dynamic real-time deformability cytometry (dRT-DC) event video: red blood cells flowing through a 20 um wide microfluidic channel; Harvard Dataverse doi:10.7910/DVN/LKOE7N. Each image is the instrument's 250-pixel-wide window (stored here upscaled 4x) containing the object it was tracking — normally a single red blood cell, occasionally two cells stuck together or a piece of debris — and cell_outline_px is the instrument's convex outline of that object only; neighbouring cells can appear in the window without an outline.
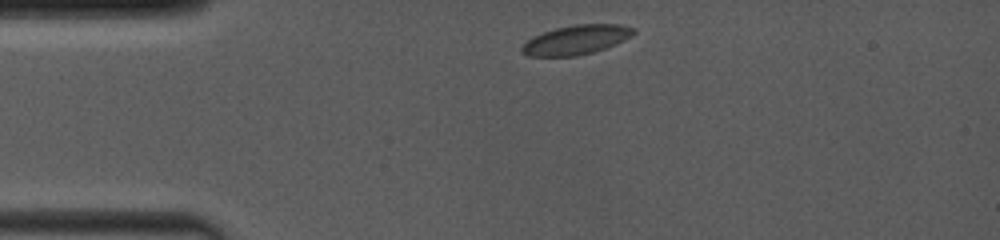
{"species": "common noctule bat (a hibernating species)", "species_latin": "Nyctalus noctula", "temperature_condition": "room temperature", "stored_images_in_passage": 37, "camera_frame_rate_fps": 4000, "um_per_image_px": 0.085, "animal": {"sex": "female", "body_mass_g": 19.0, "forearm_length_mm": 53.3}, "frame": {"image": 1, "passage_image": 1, "time_ms": 0.0, "image_size_px": [1000, 240], "cell_outline_px": [[636, 32], [632, 36], [616, 44], [592, 52], [576, 56], [528, 56], [520, 52], [520, 48], [532, 36], [556, 28], [576, 24], [620, 24], [636, 28]], "centroid_in_image_um": [48.99, 3.38], "position_along_channel_um": 36.0, "area_um2": 19.13}}
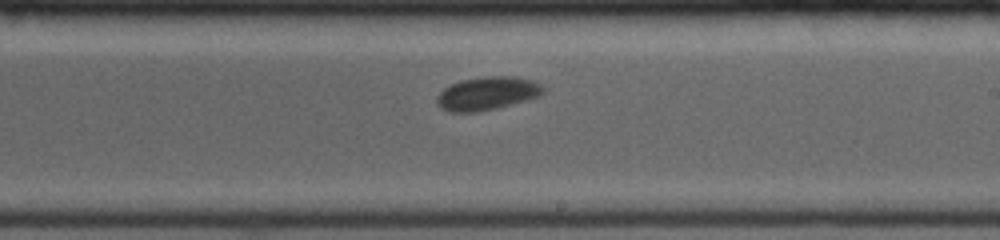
{"frame": {"image": 2, "passage_image": 21, "time_ms": 6.25, "image_size_px": [1000, 240], "cell_outline_px": [[544, 92], [540, 96], [528, 100], [496, 108], [476, 112], [448, 112], [440, 108], [436, 104], [436, 96], [444, 88], [460, 80], [484, 76], [516, 76], [532, 80], [540, 84], [544, 88]], "centroid_in_image_um": [41.4, 7.94], "position_along_channel_um": 247.6, "area_um2": 20.87}}
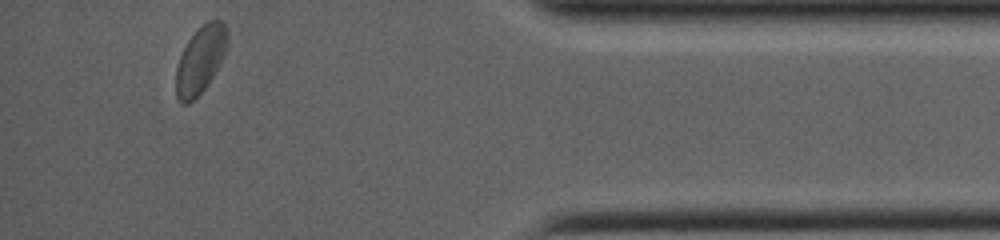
{"frame": {"image": 3, "passage_image": 37, "time_ms": 11.25, "image_size_px": [1000, 240], "cell_outline_px": [[228, 44], [224, 56], [220, 64], [208, 84], [188, 104], [180, 104], [176, 96], [176, 68], [180, 56], [188, 40], [208, 20], [220, 20], [224, 24], [228, 32]], "centroid_in_image_um": [17.04, 5.1], "position_along_channel_um": 418.2, "area_um2": 20.0}, "authors_computed_cell_mechanics": {"area_um2": 20.1144, "velocity_mm_per_s": 3.9799, "shape_relaxation_time_tau1_ms": 3.8489, "shape_relaxation_time_tau2_ms": 1.4404, "deformation_change_tau1": 0.0873, "deformation_change_tau2": 0.0397}}